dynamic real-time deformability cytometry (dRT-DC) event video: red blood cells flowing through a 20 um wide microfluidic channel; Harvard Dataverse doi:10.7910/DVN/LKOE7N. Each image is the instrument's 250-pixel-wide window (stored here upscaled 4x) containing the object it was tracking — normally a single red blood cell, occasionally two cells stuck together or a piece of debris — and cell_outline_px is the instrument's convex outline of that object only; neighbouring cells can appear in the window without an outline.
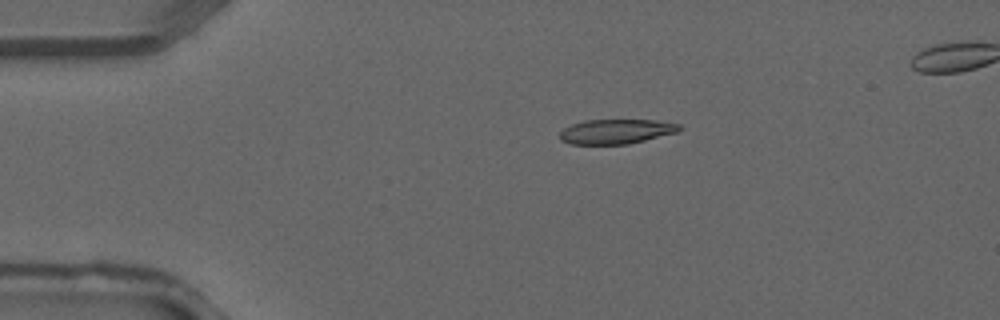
{"species": "common noctule bat (a hibernating species)", "species_latin": "Nyctalus noctula", "temperature_condition": "warm", "stored_images_in_passage": 5, "camera_frame_rate_fps": 3000, "um_per_image_px": 0.085, "animal": {"sex": "male", "forearm_length_mm": 52.5}, "frame": {"image": 1, "passage_image": 3, "time_ms": 0.667, "image_size_px": [1000, 320], "cell_outline_px": [[684, 128], [676, 132], [628, 144], [568, 144], [560, 140], [560, 132], [564, 128], [572, 124], [584, 120], [656, 120], [680, 124]], "centroid_in_image_um": [52.36, 11.17], "position_along_channel_um": 32.6, "area_um2": 17.17}}